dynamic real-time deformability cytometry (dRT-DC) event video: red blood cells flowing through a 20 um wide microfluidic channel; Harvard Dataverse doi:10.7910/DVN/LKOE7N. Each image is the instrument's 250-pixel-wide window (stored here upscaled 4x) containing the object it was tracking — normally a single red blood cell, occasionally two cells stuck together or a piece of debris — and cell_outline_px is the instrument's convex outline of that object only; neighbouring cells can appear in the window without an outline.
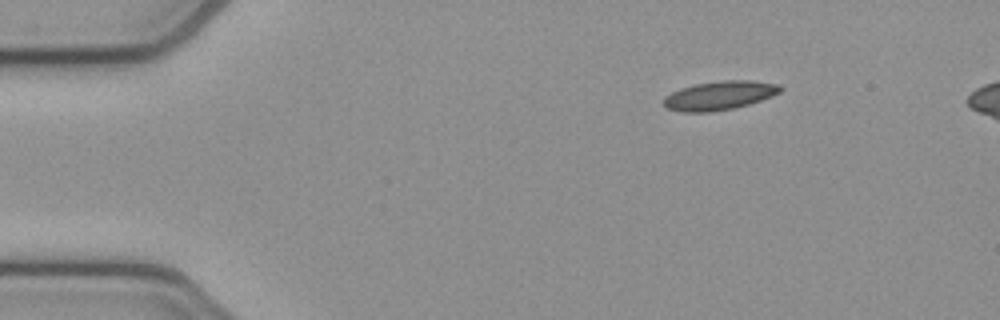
{"species": "common noctule bat (a hibernating species)", "species_latin": "Nyctalus noctula", "temperature_condition": "cold", "stored_images_in_passage": 45, "camera_frame_rate_fps": 3000, "um_per_image_px": 0.085, "animal": {"sex": "female", "body_mass_g": 21.9}, "frame": {"image": 1, "passage_image": 1, "time_ms": 0.0, "image_size_px": [1000, 320], "cell_outline_px": [[780, 92], [772, 96], [748, 104], [732, 108], [712, 112], [680, 112], [668, 108], [664, 104], [664, 96], [680, 88], [696, 84], [724, 80], [752, 80], [780, 84]], "centroid_in_image_um": [61.14, 8.11], "position_along_channel_um": 23.9, "area_um2": 19.48}}
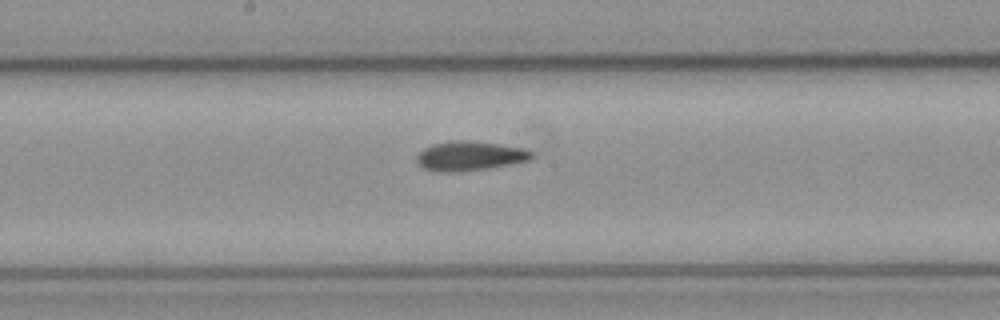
{"frame": {"image": 2, "passage_image": 21, "time_ms": 6.667, "image_size_px": [1000, 320], "cell_outline_px": [[532, 156], [528, 160], [508, 164], [460, 172], [436, 172], [424, 168], [416, 164], [416, 156], [424, 148], [432, 144], [448, 140], [464, 140], [500, 144], [524, 148], [532, 152]], "centroid_in_image_um": [39.85, 13.25], "position_along_channel_um": 208.4, "area_um2": 19.65}}
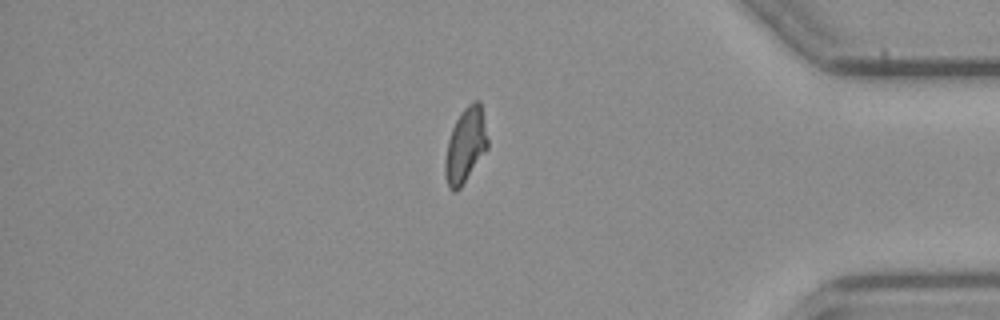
{"frame": {"image": 3, "passage_image": 38, "time_ms": 12.333, "image_size_px": [1000, 320], "cell_outline_px": [[488, 148], [460, 188], [456, 192], [452, 192], [448, 188], [444, 176], [444, 160], [448, 140], [452, 128], [460, 112], [472, 100], [480, 100], [488, 140]], "centroid_in_image_um": [39.54, 12.37], "position_along_channel_um": 395.7, "area_um2": 18.73}, "authors_computed_cell_mechanics": {"area_um2": 19.0162, "velocity_mm_per_s": 3.8681, "shape_relaxation_time_tau1_ms": null, "shape_relaxation_time_tau2_ms": 1.8964, "deformation_change_tau1": null, "deformation_change_tau2": 0.0721}}